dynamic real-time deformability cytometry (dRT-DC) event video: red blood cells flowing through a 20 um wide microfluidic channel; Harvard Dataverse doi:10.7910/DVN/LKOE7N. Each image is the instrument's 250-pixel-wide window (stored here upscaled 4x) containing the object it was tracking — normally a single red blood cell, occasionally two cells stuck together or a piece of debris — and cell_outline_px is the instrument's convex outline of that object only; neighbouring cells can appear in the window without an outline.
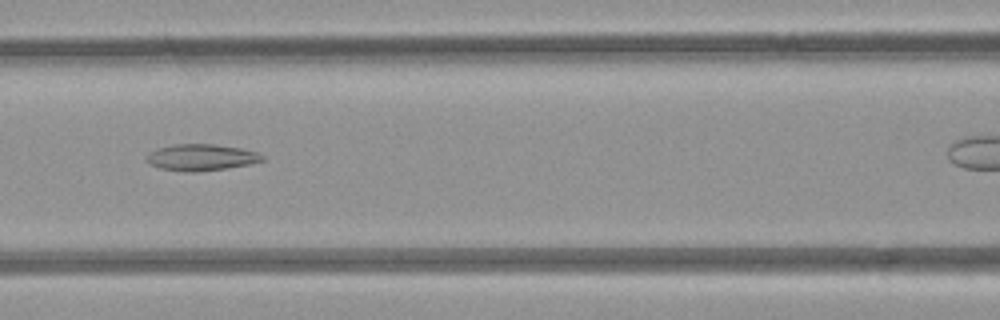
{"species": "common noctule bat (a hibernating species)", "species_latin": "Nyctalus noctula", "temperature_condition": "room temperature", "stored_images_in_passage": 9, "camera_frame_rate_fps": 3000, "um_per_image_px": 0.085, "animal": {"sex": "female", "body_mass_g": 21.9}, "frame": {"image": 1, "passage_image": 8, "time_ms": 9.0, "image_size_px": [1000, 320], "cell_outline_px": [[264, 160], [248, 164], [224, 168], [196, 172], [188, 172], [160, 168], [148, 164], [144, 160], [152, 152], [160, 148], [176, 144], [216, 144], [240, 148], [256, 152], [264, 156]], "centroid_in_image_um": [17.09, 13.38], "position_along_channel_um": 149.5, "area_um2": 17.57}}